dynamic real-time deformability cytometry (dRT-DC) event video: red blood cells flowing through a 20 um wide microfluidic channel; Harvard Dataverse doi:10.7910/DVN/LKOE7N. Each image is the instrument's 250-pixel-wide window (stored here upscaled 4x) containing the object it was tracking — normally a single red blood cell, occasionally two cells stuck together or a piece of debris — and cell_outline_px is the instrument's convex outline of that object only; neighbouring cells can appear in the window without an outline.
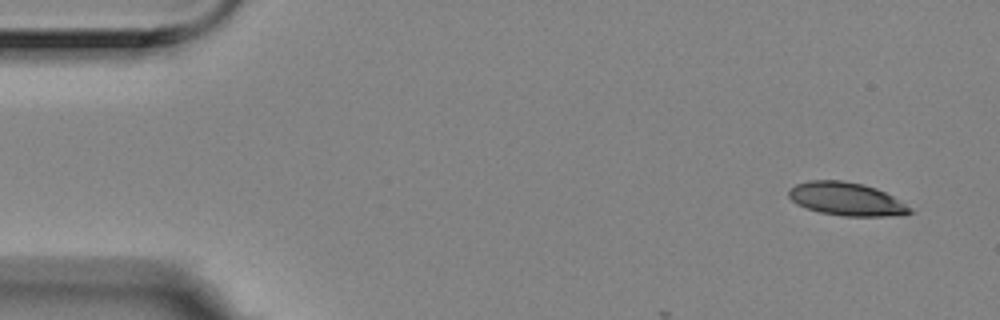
{"species": "Egyptian fruit bat (a non-hibernating species)", "species_latin": "Rousettus aegyptiacus", "temperature_condition": "room temperature", "stored_images_in_passage": 4, "camera_frame_rate_fps": 3000, "um_per_image_px": 0.085, "animal": {"sex": "female"}, "frame": {"image": 1, "passage_image": 1, "time_ms": 0.0, "image_size_px": [1000, 320], "cell_outline_px": [[916, 212], [884, 216], [844, 216], [820, 212], [796, 204], [788, 196], [788, 192], [796, 184], [808, 180], [840, 180], [864, 184], [876, 188], [892, 196], [912, 208]], "centroid_in_image_um": [71.94, 16.91], "position_along_channel_um": 13.1, "area_um2": 23.24}}
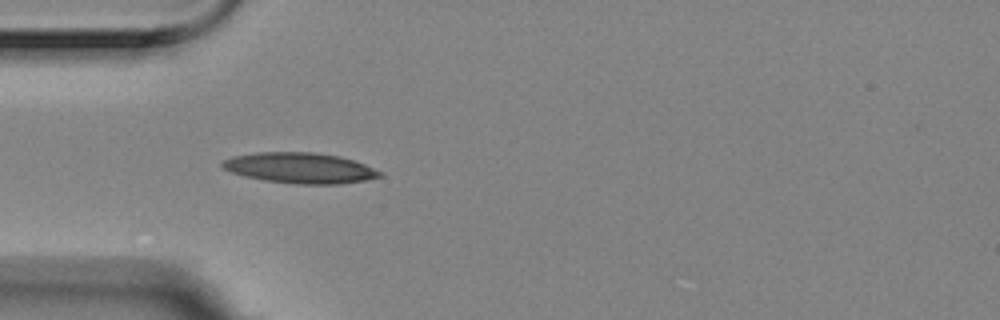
{"frame": {"image": 2, "passage_image": 4, "time_ms": 1.0, "image_size_px": [1000, 320], "cell_outline_px": [[384, 176], [364, 180], [340, 184], [300, 184], [264, 180], [244, 176], [232, 172], [224, 168], [220, 164], [224, 160], [232, 156], [256, 152], [316, 152], [340, 156], [364, 164], [384, 172]], "centroid_in_image_um": [25.52, 14.27], "position_along_channel_um": 59.5, "area_um2": 28.09}}